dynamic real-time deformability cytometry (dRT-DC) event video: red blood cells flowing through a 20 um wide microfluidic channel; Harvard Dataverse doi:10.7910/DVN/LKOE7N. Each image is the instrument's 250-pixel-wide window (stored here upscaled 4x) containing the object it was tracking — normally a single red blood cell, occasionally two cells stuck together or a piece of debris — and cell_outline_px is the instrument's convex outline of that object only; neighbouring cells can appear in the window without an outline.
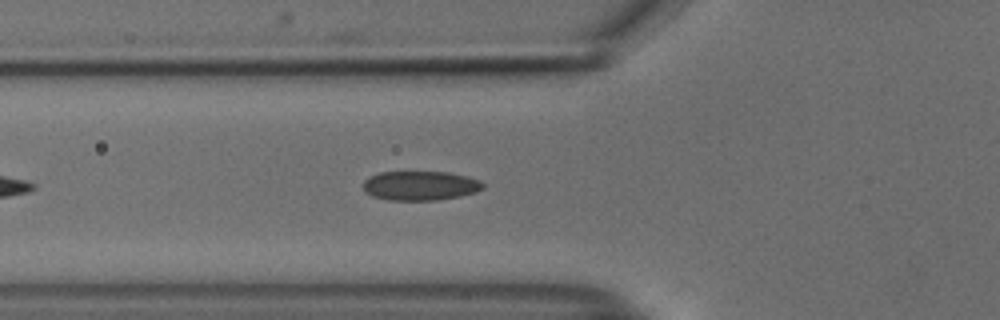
{"species": "common noctule bat (a hibernating species)", "species_latin": "Nyctalus noctula", "temperature_condition": "cold", "stored_images_in_passage": 21, "camera_frame_rate_fps": 3000, "um_per_image_px": 0.085, "animal": {"sex": "male", "body_mass_g": 18.8}, "frame": {"image": 1, "passage_image": 7, "time_ms": 2.0, "image_size_px": [1000, 320], "cell_outline_px": [[484, 188], [476, 192], [460, 196], [436, 200], [388, 200], [372, 196], [364, 192], [364, 180], [368, 176], [380, 172], [448, 172], [468, 176], [480, 180], [484, 184]], "centroid_in_image_um": [35.72, 15.78], "position_along_channel_um": 90.1, "area_um2": 20.63}}
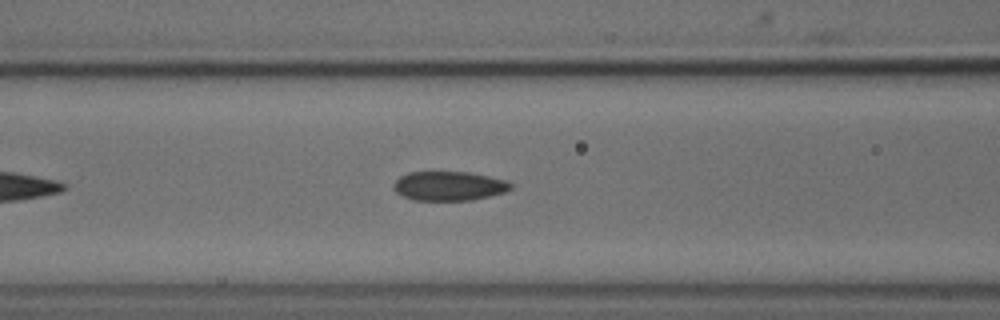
{"frame": {"image": 2, "passage_image": 10, "time_ms": 3.0, "image_size_px": [1000, 320], "cell_outline_px": [[512, 188], [504, 192], [472, 200], [412, 200], [396, 192], [392, 188], [392, 184], [400, 176], [408, 172], [468, 172], [508, 180], [512, 184]], "centroid_in_image_um": [38.14, 15.8], "position_along_channel_um": 128.5, "area_um2": 20.0}}